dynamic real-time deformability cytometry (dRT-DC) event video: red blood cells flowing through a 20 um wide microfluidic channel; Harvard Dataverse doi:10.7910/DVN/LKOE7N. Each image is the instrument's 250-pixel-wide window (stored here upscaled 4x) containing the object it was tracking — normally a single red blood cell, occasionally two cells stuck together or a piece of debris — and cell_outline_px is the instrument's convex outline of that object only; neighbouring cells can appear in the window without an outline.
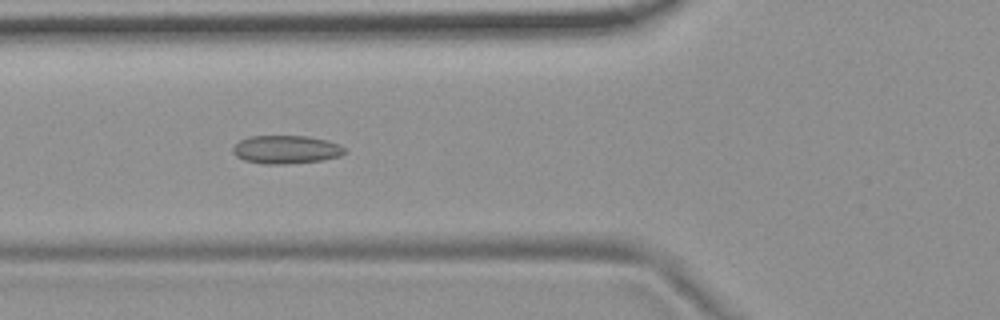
{"species": "common noctule bat (a hibernating species)", "species_latin": "Nyctalus noctula", "temperature_condition": "room temperature", "stored_images_in_passage": 10, "camera_frame_rate_fps": 3000, "um_per_image_px": 0.085, "animal": {"sex": "female", "body_mass_g": 19.9}, "frame": {"image": 1, "passage_image": 6, "time_ms": 1.667, "image_size_px": [1000, 320], "cell_outline_px": [[344, 152], [340, 156], [324, 160], [284, 164], [264, 164], [244, 160], [236, 156], [232, 152], [232, 148], [240, 140], [248, 136], [308, 136], [328, 140], [340, 144], [344, 148]], "centroid_in_image_um": [24.31, 12.71], "position_along_channel_um": 101.5, "area_um2": 18.5}}
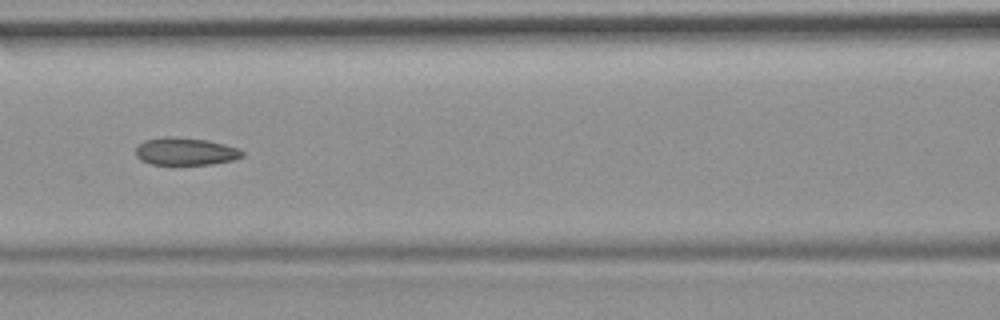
{"frame": {"image": 2, "passage_image": 7, "time_ms": 2.0, "image_size_px": [1000, 320], "cell_outline_px": [[244, 156], [236, 160], [212, 164], [152, 164], [140, 160], [136, 156], [136, 148], [144, 140], [168, 136], [208, 140], [224, 144], [236, 148], [244, 152]], "centroid_in_image_um": [15.78, 12.87], "position_along_channel_um": 150.8, "area_um2": 17.05}}